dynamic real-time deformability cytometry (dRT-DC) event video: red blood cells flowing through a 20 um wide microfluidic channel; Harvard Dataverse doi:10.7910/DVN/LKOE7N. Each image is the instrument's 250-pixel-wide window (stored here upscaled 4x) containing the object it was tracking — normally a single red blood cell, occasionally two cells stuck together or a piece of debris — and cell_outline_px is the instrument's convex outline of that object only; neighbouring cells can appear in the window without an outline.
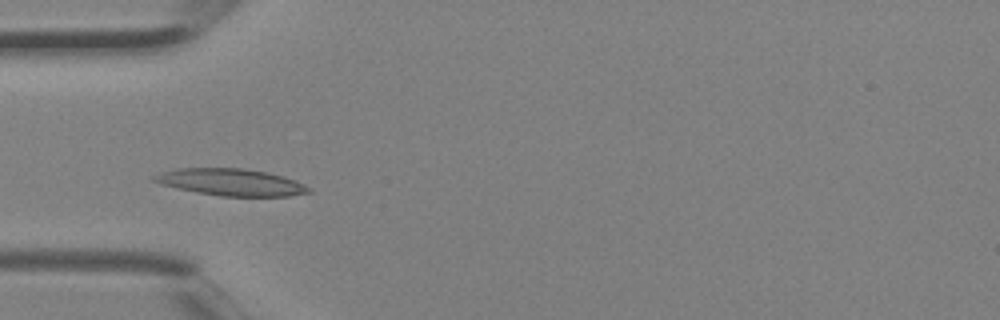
{"species": "Egyptian fruit bat (a non-hibernating species)", "species_latin": "Rousettus aegyptiacus", "temperature_condition": "room temperature", "stored_images_in_passage": 3, "camera_frame_rate_fps": 3000, "um_per_image_px": 0.085, "animal": {"sex": "female"}, "frame": {"image": 1, "passage_image": 2, "time_ms": 0.333, "image_size_px": [1000, 320], "cell_outline_px": [[312, 192], [288, 196], [220, 196], [196, 192], [176, 188], [160, 184], [152, 180], [152, 176], [160, 172], [176, 168], [244, 168], [268, 172], [284, 176], [304, 184], [312, 188]], "centroid_in_image_um": [19.63, 15.48], "position_along_channel_um": 65.4, "area_um2": 24.45}}
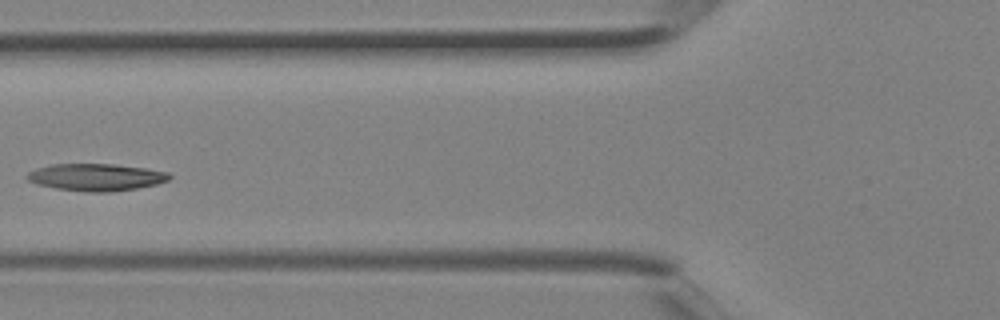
{"frame": {"image": 2, "passage_image": 3, "time_ms": 0.667, "image_size_px": [1000, 320], "cell_outline_px": [[172, 176], [168, 180], [156, 184], [136, 188], [112, 192], [88, 192], [56, 188], [36, 184], [28, 180], [24, 176], [28, 172], [36, 168], [52, 164], [112, 164], [148, 168], [168, 172]], "centroid_in_image_um": [8.15, 15.06], "position_along_channel_um": 117.6, "area_um2": 22.6}}